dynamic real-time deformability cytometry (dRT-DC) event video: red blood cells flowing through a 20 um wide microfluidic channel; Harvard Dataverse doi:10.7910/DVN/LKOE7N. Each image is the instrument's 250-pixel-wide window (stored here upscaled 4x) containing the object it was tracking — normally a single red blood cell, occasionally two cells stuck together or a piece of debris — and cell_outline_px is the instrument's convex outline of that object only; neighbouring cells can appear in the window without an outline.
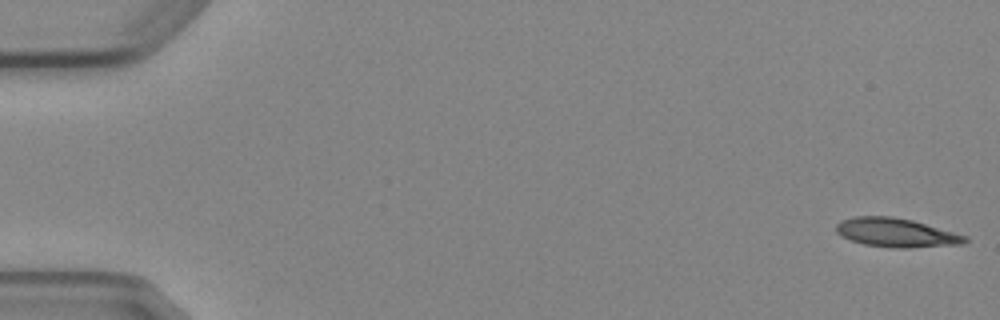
{"species": "Egyptian fruit bat (a non-hibernating species)", "species_latin": "Rousettus aegyptiacus", "temperature_condition": "cold", "stored_images_in_passage": 7, "camera_frame_rate_fps": 3000, "um_per_image_px": 0.085, "animal": {"sex": "female"}, "frame": {"image": 1, "passage_image": 1, "time_ms": 0.0, "image_size_px": [1000, 320], "cell_outline_px": [[968, 240], [964, 244], [908, 248], [896, 248], [864, 244], [840, 236], [836, 232], [836, 224], [840, 220], [852, 216], [892, 216], [912, 220], [968, 236]], "centroid_in_image_um": [76.16, 19.77], "position_along_channel_um": 8.8, "area_um2": 21.79}}
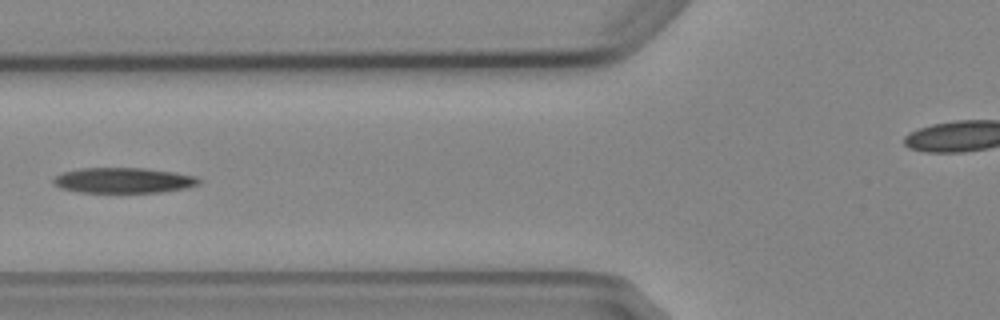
{"frame": {"image": 2, "passage_image": 6, "time_ms": 6.667, "image_size_px": [1000, 320], "cell_outline_px": [[204, 180], [200, 184], [188, 188], [160, 192], [80, 192], [60, 188], [52, 184], [52, 180], [60, 172], [80, 168], [144, 168], [176, 172], [196, 176]], "centroid_in_image_um": [10.52, 15.32], "position_along_channel_um": 115.3, "area_um2": 21.85}}